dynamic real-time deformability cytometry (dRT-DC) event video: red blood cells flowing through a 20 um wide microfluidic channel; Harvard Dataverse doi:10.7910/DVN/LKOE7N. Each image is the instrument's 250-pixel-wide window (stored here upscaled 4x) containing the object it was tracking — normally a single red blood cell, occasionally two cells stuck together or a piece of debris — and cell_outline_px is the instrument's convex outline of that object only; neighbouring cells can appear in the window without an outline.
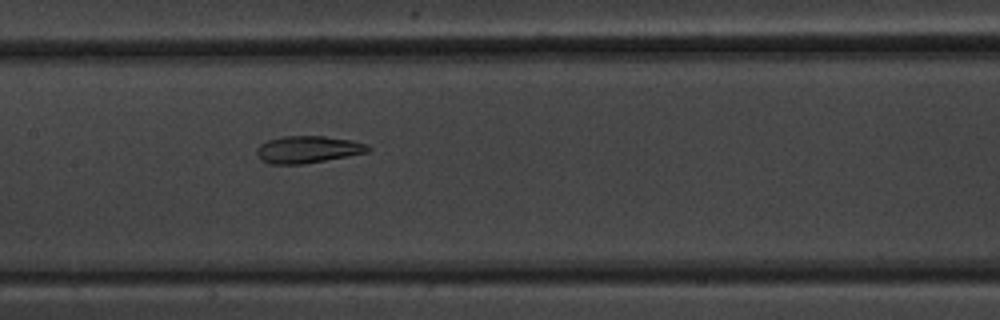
{"species": "common noctule bat (a hibernating species)", "species_latin": "Nyctalus noctula", "temperature_condition": "warm", "stored_images_in_passage": 8, "camera_frame_rate_fps": 3000, "um_per_image_px": 0.085, "animal": {"sex": "male", "body_mass_g": 20.1, "forearm_length_mm": 53.5}, "frame": {"image": 1, "passage_image": 8, "time_ms": 10.0, "image_size_px": [1000, 320], "cell_outline_px": [[372, 148], [368, 152], [348, 156], [304, 164], [268, 164], [260, 160], [256, 152], [256, 148], [260, 144], [268, 140], [284, 136], [324, 136], [352, 140], [368, 144]], "centroid_in_image_um": [26.16, 12.71], "position_along_channel_um": 181.2, "area_um2": 17.74}}